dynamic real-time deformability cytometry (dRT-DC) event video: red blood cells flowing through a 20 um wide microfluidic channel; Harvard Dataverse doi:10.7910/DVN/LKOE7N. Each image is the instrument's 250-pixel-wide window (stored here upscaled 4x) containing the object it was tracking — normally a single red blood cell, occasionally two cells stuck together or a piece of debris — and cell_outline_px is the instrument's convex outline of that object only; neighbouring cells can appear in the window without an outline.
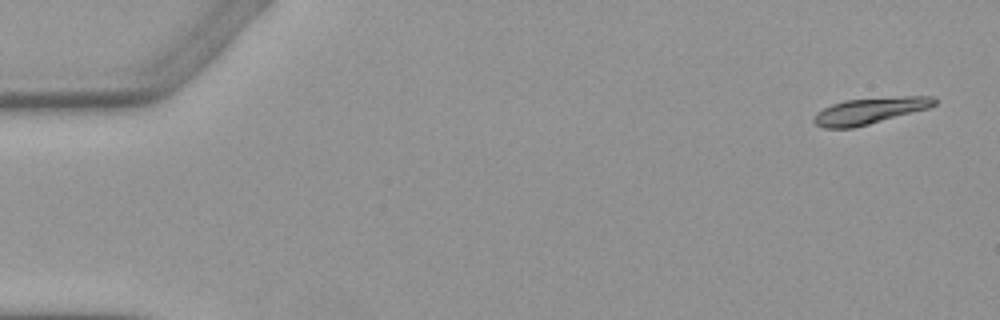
{"species": "Egyptian fruit bat (a non-hibernating species)", "species_latin": "Rousettus aegyptiacus", "temperature_condition": "warm", "stored_images_in_passage": 5, "camera_frame_rate_fps": 3000, "um_per_image_px": 0.085, "animal": {"sex": "female"}, "frame": {"image": 1, "passage_image": 1, "time_ms": 0.0, "image_size_px": [1000, 320], "cell_outline_px": [[936, 104], [928, 108], [868, 124], [852, 128], [824, 128], [816, 124], [812, 120], [812, 116], [816, 112], [832, 104], [844, 100], [900, 96], [932, 96], [936, 100]], "centroid_in_image_um": [73.89, 9.41], "position_along_channel_um": 11.1, "area_um2": 18.38}}
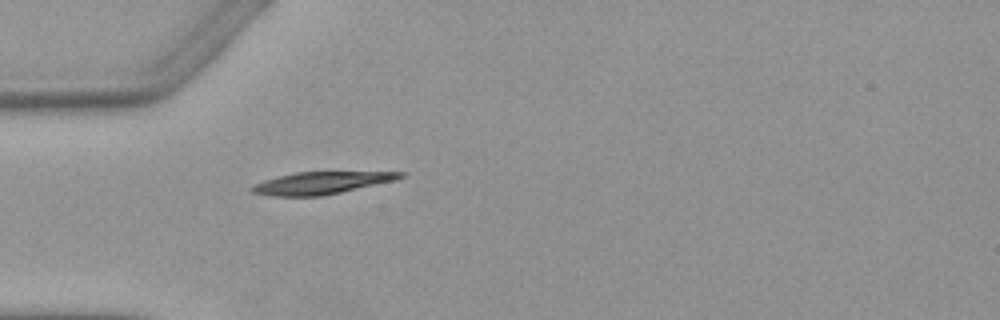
{"frame": {"image": 2, "passage_image": 5, "time_ms": 4.667, "image_size_px": [1000, 320], "cell_outline_px": [[404, 176], [396, 180], [340, 192], [320, 196], [272, 196], [252, 192], [248, 188], [264, 180], [296, 172], [404, 172]], "centroid_in_image_um": [27.29, 15.55], "position_along_channel_um": 57.7, "area_um2": 18.9}}